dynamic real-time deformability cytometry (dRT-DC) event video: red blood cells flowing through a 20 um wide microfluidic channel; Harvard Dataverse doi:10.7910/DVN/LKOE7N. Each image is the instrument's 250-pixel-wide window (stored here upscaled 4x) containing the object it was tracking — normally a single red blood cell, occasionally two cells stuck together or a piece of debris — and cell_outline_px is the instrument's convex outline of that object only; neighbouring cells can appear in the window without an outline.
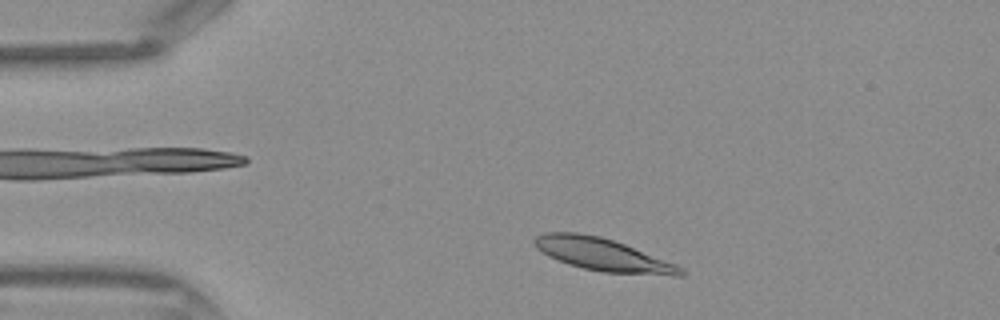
{"species": "Egyptian fruit bat (a non-hibernating species)", "species_latin": "Rousettus aegyptiacus", "temperature_condition": "warm", "stored_images_in_passage": 38, "camera_frame_rate_fps": 3000, "um_per_image_px": 0.085, "frame": {"image": 1, "passage_image": 3, "time_ms": 0.667, "image_size_px": [1000, 320], "cell_outline_px": [[684, 276], [676, 276], [604, 272], [584, 268], [568, 264], [548, 256], [536, 248], [532, 240], [536, 236], [544, 232], [576, 232], [600, 236], [624, 244], [676, 264], [684, 268]], "centroid_in_image_um": [51.22, 21.64], "position_along_channel_um": 33.8, "area_um2": 27.69}}
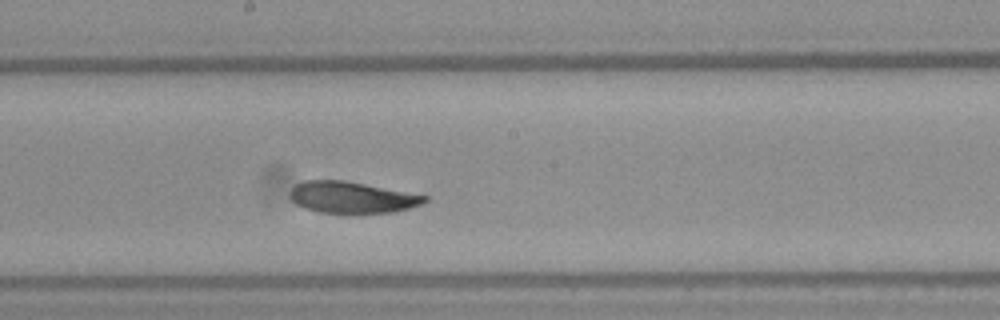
{"frame": {"image": 2, "passage_image": 18, "time_ms": 5.667, "image_size_px": [1000, 320], "cell_outline_px": [[428, 200], [420, 204], [408, 208], [392, 212], [352, 216], [316, 212], [304, 208], [296, 204], [292, 200], [292, 188], [296, 184], [304, 180], [344, 180], [428, 196]], "centroid_in_image_um": [29.9, 16.82], "position_along_channel_um": 218.3, "area_um2": 25.26}}
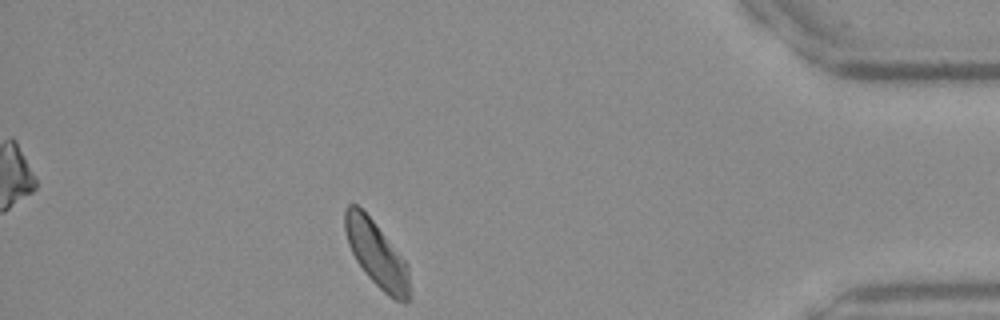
{"frame": {"image": 3, "passage_image": 33, "time_ms": 10.667, "image_size_px": [1000, 320], "cell_outline_px": [[412, 296], [404, 304], [388, 296], [364, 272], [356, 260], [348, 244], [344, 228], [344, 208], [348, 204], [356, 204], [372, 220], [408, 264], [412, 292]], "centroid_in_image_um": [32.04, 21.65], "position_along_channel_um": 403.2, "area_um2": 24.8}}